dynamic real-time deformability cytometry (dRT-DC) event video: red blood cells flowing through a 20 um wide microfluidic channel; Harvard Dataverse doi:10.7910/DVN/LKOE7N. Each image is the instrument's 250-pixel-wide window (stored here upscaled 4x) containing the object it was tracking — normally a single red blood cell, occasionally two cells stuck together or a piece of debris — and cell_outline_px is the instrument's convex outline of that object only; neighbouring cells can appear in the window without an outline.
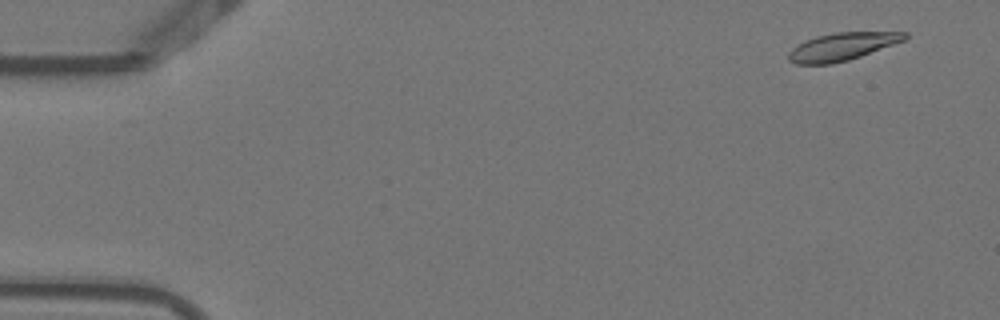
{"species": "Egyptian fruit bat (a non-hibernating species)", "species_latin": "Rousettus aegyptiacus", "temperature_condition": "warm", "stored_images_in_passage": 3, "camera_frame_rate_fps": 3000, "um_per_image_px": 0.085, "animal": {"sex": "female"}, "frame": {"image": 1, "passage_image": 1, "time_ms": 0.0, "image_size_px": [1000, 320], "cell_outline_px": [[908, 40], [848, 60], [832, 64], [796, 64], [788, 60], [788, 52], [796, 44], [804, 40], [816, 36], [836, 32], [908, 32]], "centroid_in_image_um": [71.59, 3.95], "position_along_channel_um": 13.4, "area_um2": 19.02}}